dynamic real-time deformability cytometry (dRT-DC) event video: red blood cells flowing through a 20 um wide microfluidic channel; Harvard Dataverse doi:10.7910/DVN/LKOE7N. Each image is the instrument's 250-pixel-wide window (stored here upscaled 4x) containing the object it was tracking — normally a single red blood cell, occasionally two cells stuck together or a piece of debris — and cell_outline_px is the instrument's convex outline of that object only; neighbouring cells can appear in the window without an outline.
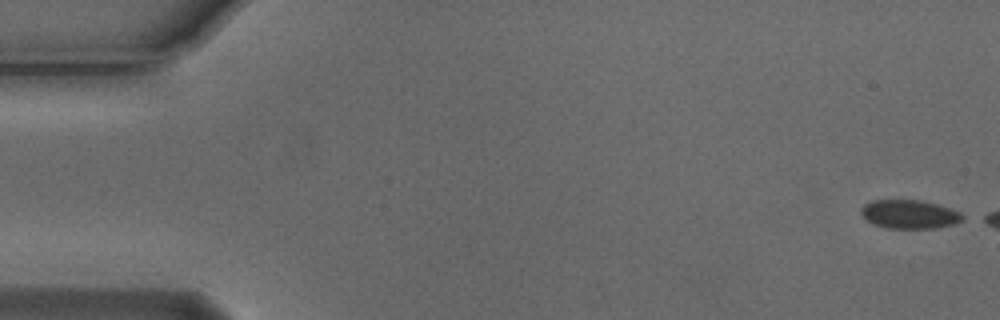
{"species": "Egyptian fruit bat (a non-hibernating species)", "species_latin": "Rousettus aegyptiacus", "temperature_condition": "cold", "stored_images_in_passage": 13, "camera_frame_rate_fps": 3000, "um_per_image_px": 0.085, "animal": {"sex": "male"}, "frame": {"image": 1, "passage_image": 1, "time_ms": 0.0, "image_size_px": [1000, 320], "cell_outline_px": [[968, 216], [964, 220], [952, 224], [936, 228], [884, 228], [872, 224], [860, 212], [860, 208], [864, 204], [872, 200], [920, 200], [952, 208]], "centroid_in_image_um": [77.33, 18.21], "position_along_channel_um": 7.7, "area_um2": 17.17}}